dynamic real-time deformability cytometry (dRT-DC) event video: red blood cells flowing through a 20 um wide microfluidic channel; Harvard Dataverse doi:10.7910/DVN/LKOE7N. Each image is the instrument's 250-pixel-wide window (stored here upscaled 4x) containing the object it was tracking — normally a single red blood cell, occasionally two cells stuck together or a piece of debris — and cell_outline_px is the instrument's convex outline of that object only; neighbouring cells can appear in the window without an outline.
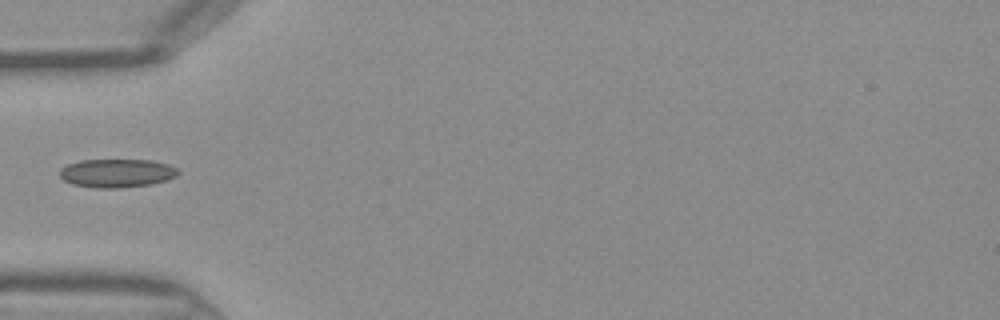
{"species": "Egyptian fruit bat (a non-hibernating species)", "species_latin": "Rousettus aegyptiacus", "temperature_condition": "warm", "stored_images_in_passage": 31, "camera_frame_rate_fps": 3000, "um_per_image_px": 0.085, "frame": {"image": 1, "passage_image": 1, "time_ms": 0.0, "image_size_px": [1000, 320], "cell_outline_px": [[180, 172], [176, 176], [168, 180], [152, 184], [120, 188], [96, 188], [72, 184], [64, 180], [60, 176], [60, 168], [68, 164], [80, 160], [152, 160], [168, 164], [176, 168]], "centroid_in_image_um": [9.94, 14.72], "position_along_channel_um": 75.1, "area_um2": 19.77}}
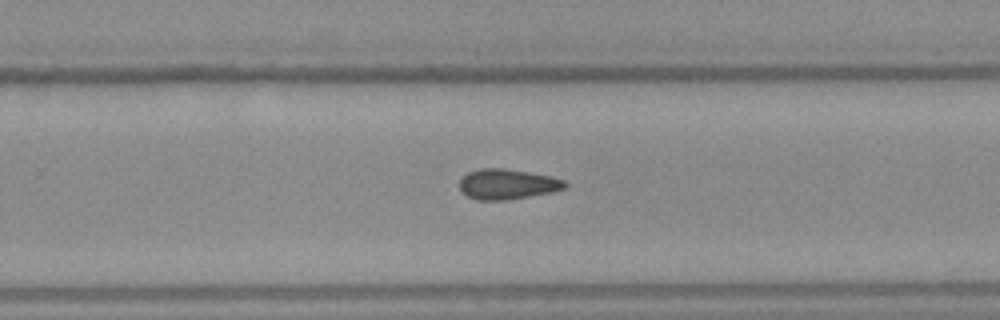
{"frame": {"image": 2, "passage_image": 15, "time_ms": 4.667, "image_size_px": [1000, 320], "cell_outline_px": [[568, 184], [564, 188], [552, 192], [504, 200], [480, 200], [468, 196], [460, 188], [460, 180], [468, 172], [480, 168], [504, 168], [528, 172], [548, 176], [564, 180]], "centroid_in_image_um": [43.12, 15.64], "position_along_channel_um": 286.7, "area_um2": 18.26}}
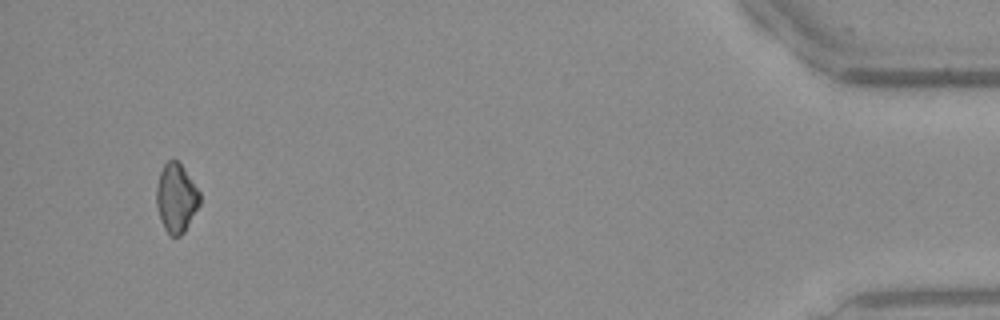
{"frame": {"image": 3, "passage_image": 29, "time_ms": 9.333, "image_size_px": [1000, 320], "cell_outline_px": [[200, 204], [184, 232], [180, 236], [168, 236], [160, 220], [156, 208], [156, 184], [160, 172], [164, 164], [168, 160], [180, 160], [200, 192]], "centroid_in_image_um": [14.97, 16.82], "position_along_channel_um": 420.2, "area_um2": 17.8}}